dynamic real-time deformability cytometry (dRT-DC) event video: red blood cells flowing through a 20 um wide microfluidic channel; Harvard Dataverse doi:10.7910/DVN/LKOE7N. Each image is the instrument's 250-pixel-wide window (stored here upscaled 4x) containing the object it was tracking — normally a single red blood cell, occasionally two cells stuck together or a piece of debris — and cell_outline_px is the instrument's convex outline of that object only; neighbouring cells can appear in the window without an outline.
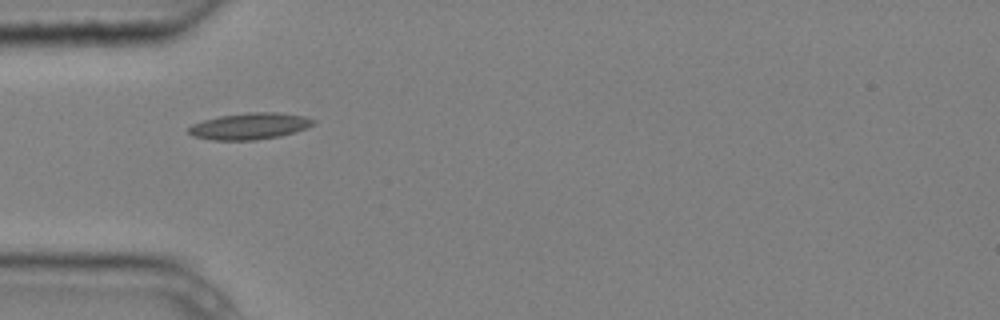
{"species": "common noctule bat (a hibernating species)", "species_latin": "Nyctalus noctula", "temperature_condition": "cold", "stored_images_in_passage": 6, "camera_frame_rate_fps": 3000, "um_per_image_px": 0.085, "animal": {"sex": "male", "body_mass_g": 20.4}, "frame": {"image": 1, "passage_image": 5, "time_ms": 1.333, "image_size_px": [1000, 320], "cell_outline_px": [[316, 124], [308, 128], [280, 136], [256, 140], [212, 140], [192, 136], [188, 132], [188, 128], [192, 124], [204, 120], [220, 116], [248, 112], [276, 112], [304, 116], [316, 120]], "centroid_in_image_um": [21.25, 10.72], "position_along_channel_um": 63.8, "area_um2": 19.36}}
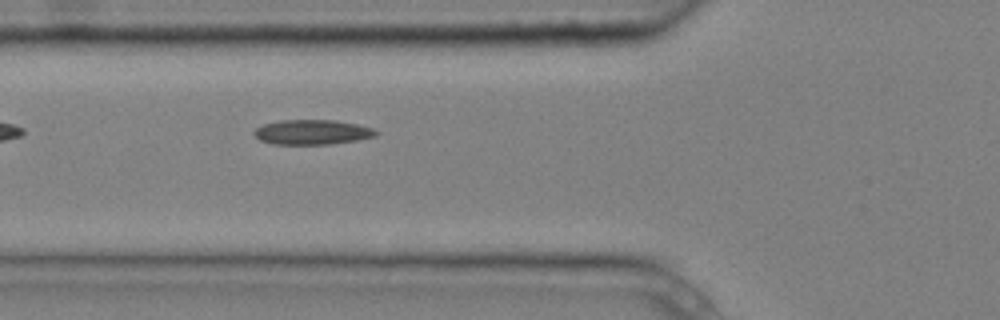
{"frame": {"image": 2, "passage_image": 6, "time_ms": 1.667, "image_size_px": [1000, 320], "cell_outline_px": [[380, 132], [376, 136], [356, 140], [328, 144], [272, 144], [260, 140], [252, 132], [256, 128], [264, 124], [280, 120], [336, 120], [356, 124], [372, 128]], "centroid_in_image_um": [26.53, 11.23], "position_along_channel_um": 99.3, "area_um2": 17.57}}